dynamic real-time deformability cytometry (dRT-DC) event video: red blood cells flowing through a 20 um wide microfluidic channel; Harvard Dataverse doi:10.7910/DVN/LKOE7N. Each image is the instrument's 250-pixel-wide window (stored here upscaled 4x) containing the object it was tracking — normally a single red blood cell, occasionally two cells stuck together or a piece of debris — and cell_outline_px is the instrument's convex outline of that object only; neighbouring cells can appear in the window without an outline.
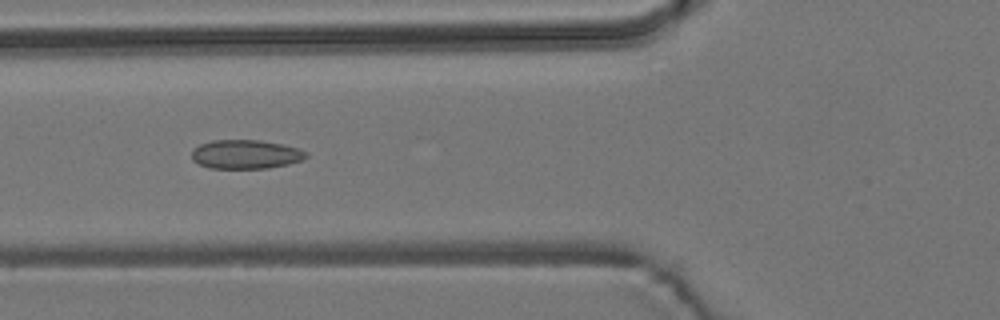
{"species": "common noctule bat (a hibernating species)", "species_latin": "Nyctalus noctula", "temperature_condition": "room temperature", "stored_images_in_passage": 7, "camera_frame_rate_fps": 3000, "um_per_image_px": 0.085, "animal": {"sex": "male", "body_mass_g": 19.2, "forearm_length_mm": 51.8}, "frame": {"image": 1, "passage_image": 5, "time_ms": 5.667, "image_size_px": [1000, 320], "cell_outline_px": [[308, 156], [300, 160], [288, 164], [268, 168], [208, 168], [192, 160], [192, 152], [200, 144], [212, 140], [260, 140], [284, 144], [300, 148], [308, 152]], "centroid_in_image_um": [20.92, 13.11], "position_along_channel_um": 104.9, "area_um2": 19.36}}
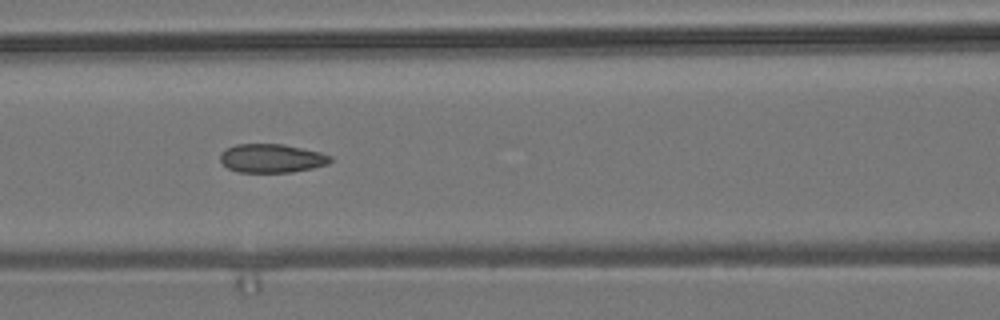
{"frame": {"image": 2, "passage_image": 6, "time_ms": 6.667, "image_size_px": [1000, 320], "cell_outline_px": [[332, 160], [328, 164], [312, 168], [292, 172], [236, 172], [228, 168], [220, 160], [220, 152], [236, 144], [284, 144], [320, 152], [332, 156]], "centroid_in_image_um": [23.09, 13.45], "position_along_channel_um": 143.5, "area_um2": 18.44}}
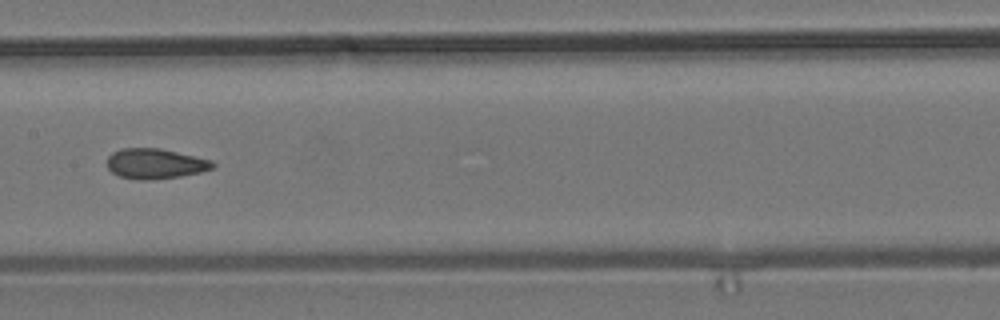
{"frame": {"image": 3, "passage_image": 7, "time_ms": 8.0, "image_size_px": [1000, 320], "cell_outline_px": [[216, 168], [200, 172], [180, 176], [148, 180], [140, 180], [120, 176], [112, 172], [108, 168], [108, 156], [112, 152], [120, 148], [160, 148], [212, 160], [216, 164]], "centroid_in_image_um": [13.22, 13.9], "position_along_channel_um": 194.2, "area_um2": 18.61}}